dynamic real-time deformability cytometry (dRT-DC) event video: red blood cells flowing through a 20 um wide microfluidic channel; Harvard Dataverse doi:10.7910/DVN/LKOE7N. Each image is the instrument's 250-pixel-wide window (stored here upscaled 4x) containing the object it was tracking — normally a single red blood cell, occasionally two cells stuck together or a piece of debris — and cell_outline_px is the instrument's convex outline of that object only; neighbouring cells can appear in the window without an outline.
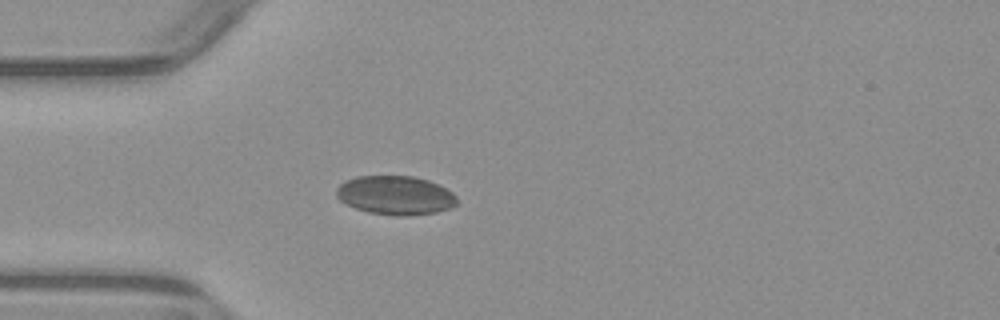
{"species": "common noctule bat (a hibernating species)", "species_latin": "Nyctalus noctula", "temperature_condition": "warm", "stored_images_in_passage": 3, "camera_frame_rate_fps": 3000, "um_per_image_px": 0.085, "animal": {"sex": "male", "body_mass_g": 23.1, "forearm_length_mm": 52.7}, "frame": {"image": 1, "passage_image": 3, "time_ms": 2.333, "image_size_px": [1000, 320], "cell_outline_px": [[456, 204], [452, 208], [436, 212], [408, 216], [396, 216], [368, 212], [344, 204], [336, 196], [336, 188], [344, 180], [356, 176], [412, 176], [428, 180], [440, 184], [452, 192], [456, 196]], "centroid_in_image_um": [33.6, 16.6], "position_along_channel_um": 51.4, "area_um2": 27.63}}